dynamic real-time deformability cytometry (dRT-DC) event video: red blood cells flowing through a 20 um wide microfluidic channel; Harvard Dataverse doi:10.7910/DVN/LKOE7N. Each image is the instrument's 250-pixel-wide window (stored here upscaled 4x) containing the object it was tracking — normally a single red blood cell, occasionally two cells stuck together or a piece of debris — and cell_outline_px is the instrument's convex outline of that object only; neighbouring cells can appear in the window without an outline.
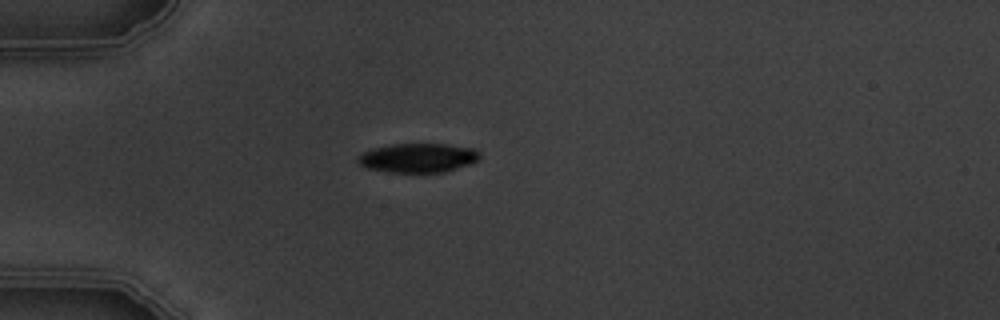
{"species": "common noctule bat (a hibernating species)", "species_latin": "Nyctalus noctula", "temperature_condition": "warm", "stored_images_in_passage": 4, "camera_frame_rate_fps": 3000, "um_per_image_px": 0.085, "animal": {"sex": "male", "body_mass_g": 19.5, "forearm_length_mm": 54.6}, "frame": {"image": 1, "passage_image": 4, "time_ms": 4.333, "image_size_px": [1000, 320], "cell_outline_px": [[480, 160], [444, 172], [388, 172], [364, 168], [356, 160], [364, 152], [376, 148], [392, 144], [444, 144], [476, 148], [480, 152]], "centroid_in_image_um": [35.56, 13.42], "position_along_channel_um": 49.4, "area_um2": 20.63}}